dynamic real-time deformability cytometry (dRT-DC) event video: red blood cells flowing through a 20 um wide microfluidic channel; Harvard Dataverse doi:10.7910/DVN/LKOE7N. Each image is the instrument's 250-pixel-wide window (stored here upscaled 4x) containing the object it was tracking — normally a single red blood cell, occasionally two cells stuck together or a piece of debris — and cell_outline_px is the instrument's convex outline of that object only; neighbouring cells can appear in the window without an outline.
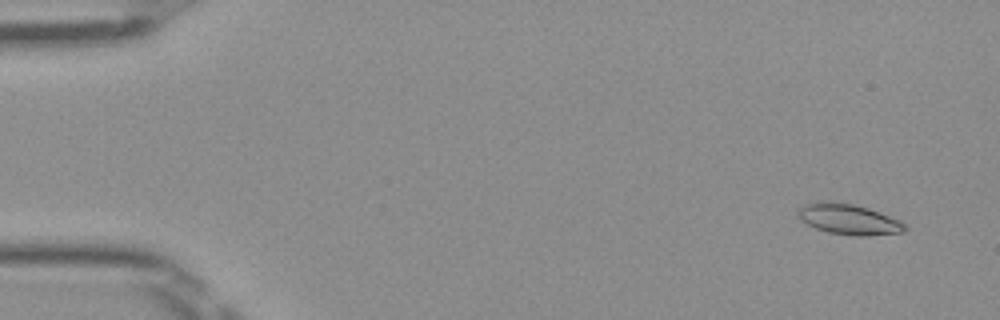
{"species": "Egyptian fruit bat (a non-hibernating species)", "species_latin": "Rousettus aegyptiacus", "temperature_condition": "room temperature", "stored_images_in_passage": 52, "camera_frame_rate_fps": 3000, "um_per_image_px": 0.085, "frame": {"image": 1, "passage_image": 4, "time_ms": 1.0, "image_size_px": [1000, 320], "cell_outline_px": [[908, 228], [904, 232], [868, 236], [852, 236], [828, 232], [816, 228], [800, 220], [796, 216], [796, 212], [804, 204], [820, 200], [832, 200], [852, 204], [868, 208], [900, 220]], "centroid_in_image_um": [72.11, 18.63], "position_along_channel_um": 12.9, "area_um2": 19.36}}
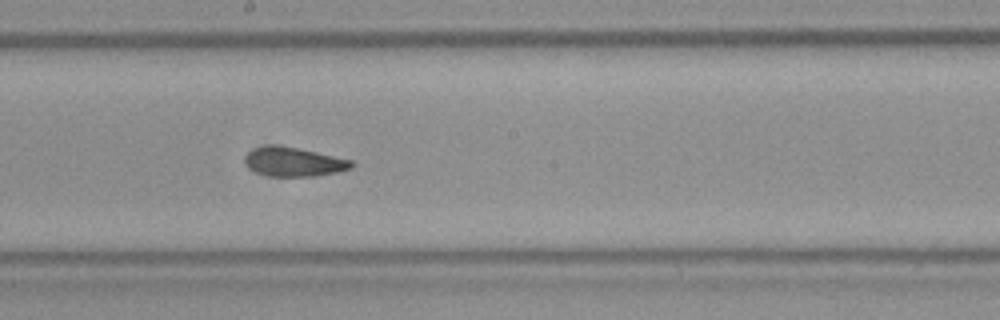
{"frame": {"image": 2, "passage_image": 29, "time_ms": 9.333, "image_size_px": [1000, 320], "cell_outline_px": [[356, 164], [352, 168], [336, 172], [312, 176], [268, 176], [256, 172], [248, 168], [244, 164], [244, 156], [248, 152], [256, 148], [272, 144], [296, 148], [316, 152], [352, 160]], "centroid_in_image_um": [24.94, 13.76], "position_along_channel_um": 223.3, "area_um2": 18.03}}
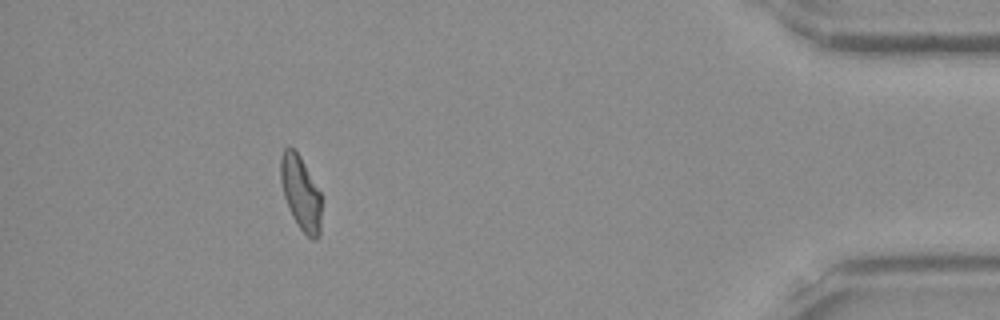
{"frame": {"image": 3, "passage_image": 47, "time_ms": 15.333, "image_size_px": [1000, 320], "cell_outline_px": [[320, 236], [316, 240], [312, 240], [296, 224], [284, 196], [280, 180], [280, 156], [284, 148], [292, 148], [300, 156], [320, 192]], "centroid_in_image_um": [25.55, 16.41], "position_along_channel_um": 409.7, "area_um2": 17.4}, "authors_computed_cell_mechanics": {"area_um2": 17.8602, "velocity_mm_per_s": 4.0198, "shape_relaxation_time_tau1_ms": null, "shape_relaxation_time_tau2_ms": 3.9183, "deformation_change_tau1": null, "deformation_change_tau2": 0.1025}}